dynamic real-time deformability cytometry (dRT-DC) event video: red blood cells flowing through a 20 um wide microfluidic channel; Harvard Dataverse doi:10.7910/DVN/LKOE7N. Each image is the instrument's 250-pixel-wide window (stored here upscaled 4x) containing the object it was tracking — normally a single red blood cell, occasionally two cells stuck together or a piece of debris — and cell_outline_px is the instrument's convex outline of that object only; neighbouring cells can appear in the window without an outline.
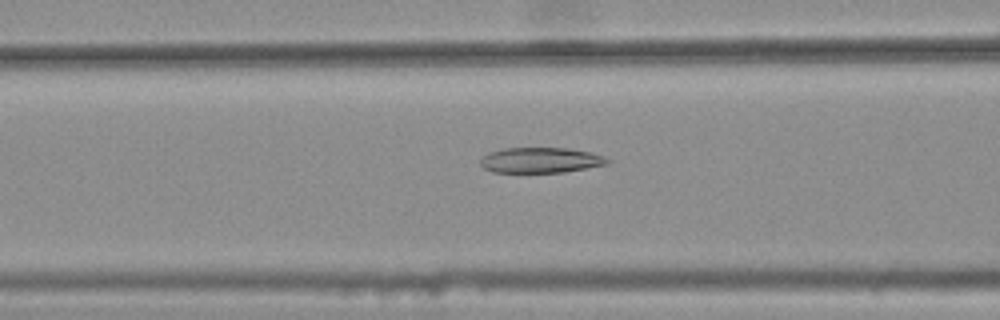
{"species": "common noctule bat (a hibernating species)", "species_latin": "Nyctalus noctula", "temperature_condition": "warm", "stored_images_in_passage": 47, "camera_frame_rate_fps": 3000, "um_per_image_px": 0.085, "animal": {"sex": "female", "body_mass_g": 25.1}, "frame": {"image": 1, "passage_image": 21, "time_ms": 6.667, "image_size_px": [1000, 320], "cell_outline_px": [[612, 160], [608, 164], [564, 172], [492, 172], [484, 168], [480, 164], [480, 160], [488, 152], [504, 148], [568, 148], [592, 152], [604, 156]], "centroid_in_image_um": [45.98, 13.61], "position_along_channel_um": 120.6, "area_um2": 18.9}}
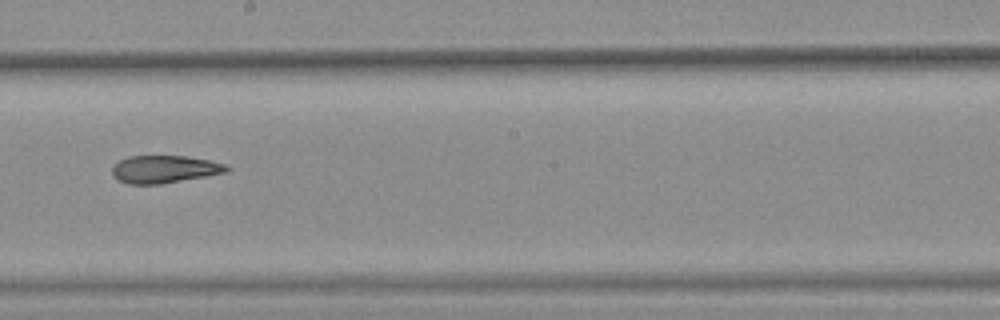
{"frame": {"image": 2, "passage_image": 30, "time_ms": 9.667, "image_size_px": [1000, 320], "cell_outline_px": [[232, 168], [228, 172], [160, 184], [128, 184], [112, 176], [112, 168], [120, 160], [128, 156], [184, 156], [208, 160], [228, 164]], "centroid_in_image_um": [14.01, 14.38], "position_along_channel_um": 234.2, "area_um2": 18.38}}
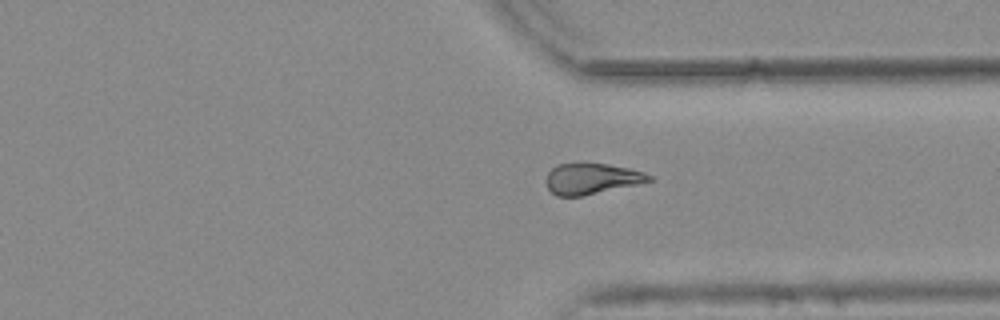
{"frame": {"image": 3, "passage_image": 40, "time_ms": 13.0, "image_size_px": [1000, 320], "cell_outline_px": [[652, 180], [636, 184], [580, 196], [556, 196], [548, 188], [544, 180], [548, 172], [556, 164], [608, 164], [628, 168], [644, 172], [652, 176]], "centroid_in_image_um": [50.24, 15.19], "position_along_channel_um": 361.2, "area_um2": 18.21}, "authors_computed_cell_mechanics": {"area_um2": 19.363, "velocity_mm_per_s": 3.7967, "shape_relaxation_time_tau1_ms": null, "shape_relaxation_time_tau2_ms": 5.0805, "deformation_change_tau1": null, "deformation_change_tau2": 0.1453}}